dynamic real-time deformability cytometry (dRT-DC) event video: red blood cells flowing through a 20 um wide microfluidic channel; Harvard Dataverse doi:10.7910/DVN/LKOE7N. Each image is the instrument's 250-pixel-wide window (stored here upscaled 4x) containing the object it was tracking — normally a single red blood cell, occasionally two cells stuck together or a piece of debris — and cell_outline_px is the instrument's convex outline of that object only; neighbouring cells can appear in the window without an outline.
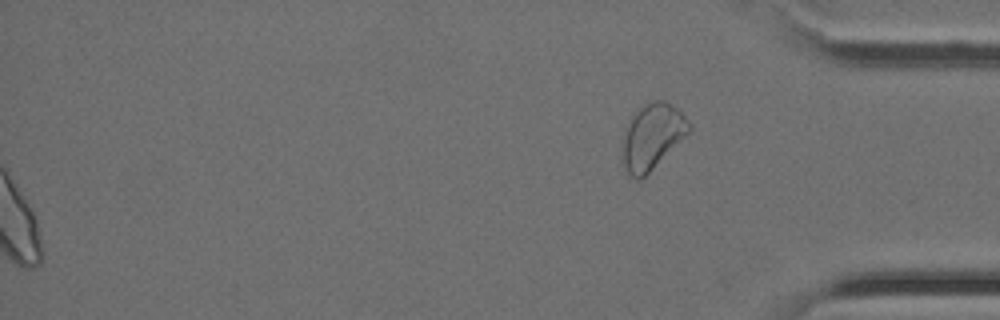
{"species": "Egyptian fruit bat (a non-hibernating species)", "species_latin": "Rousettus aegyptiacus", "temperature_condition": "cold", "stored_images_in_passage": 36, "segment_of_instrument_passage": [2, 2], "camera_frame_rate_fps": 3000, "um_per_image_px": 0.085, "animal": {"sex": "female"}, "frame": {"image": 1, "passage_image": 36, "time_ms": 11.667, "image_size_px": [1000, 320], "cell_outline_px": [[692, 128], [640, 180], [636, 180], [628, 176], [624, 168], [620, 156], [624, 132], [632, 116], [644, 104], [652, 100], [664, 100], [672, 104], [692, 124]], "centroid_in_image_um": [55.38, 11.61], "position_along_channel_um": 379.8, "area_um2": 25.2}}